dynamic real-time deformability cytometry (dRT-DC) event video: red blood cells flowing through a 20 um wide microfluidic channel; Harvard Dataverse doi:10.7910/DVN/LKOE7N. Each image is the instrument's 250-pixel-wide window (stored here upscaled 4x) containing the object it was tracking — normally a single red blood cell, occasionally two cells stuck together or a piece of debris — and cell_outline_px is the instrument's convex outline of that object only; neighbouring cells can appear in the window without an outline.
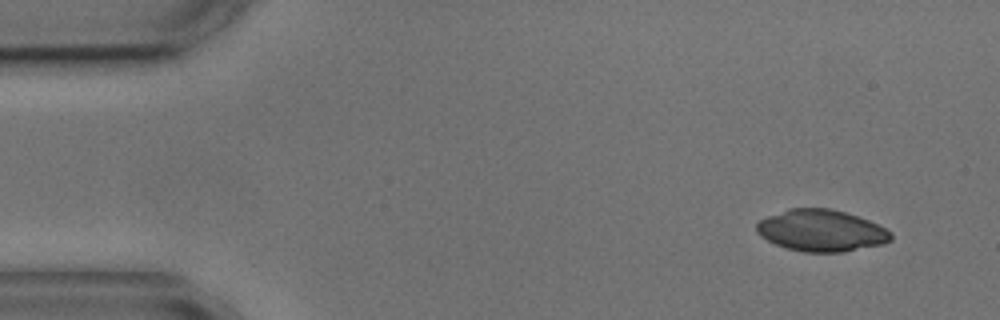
{"species": "common noctule bat (a hibernating species)", "species_latin": "Nyctalus noctula", "temperature_condition": "cold", "stored_images_in_passage": 3, "camera_frame_rate_fps": 3000, "um_per_image_px": 0.085, "animal": {"sex": "male", "body_mass_g": 17.9, "forearm_length_mm": 54.2}, "frame": {"image": 1, "passage_image": 1, "time_ms": 0.0, "image_size_px": [1000, 320], "cell_outline_px": [[892, 240], [884, 244], [844, 252], [804, 252], [788, 248], [776, 244], [760, 236], [756, 232], [756, 224], [760, 220], [768, 216], [788, 208], [828, 208], [844, 212], [868, 220], [892, 232]], "centroid_in_image_um": [69.81, 19.6], "position_along_channel_um": 15.2, "area_um2": 32.54}}